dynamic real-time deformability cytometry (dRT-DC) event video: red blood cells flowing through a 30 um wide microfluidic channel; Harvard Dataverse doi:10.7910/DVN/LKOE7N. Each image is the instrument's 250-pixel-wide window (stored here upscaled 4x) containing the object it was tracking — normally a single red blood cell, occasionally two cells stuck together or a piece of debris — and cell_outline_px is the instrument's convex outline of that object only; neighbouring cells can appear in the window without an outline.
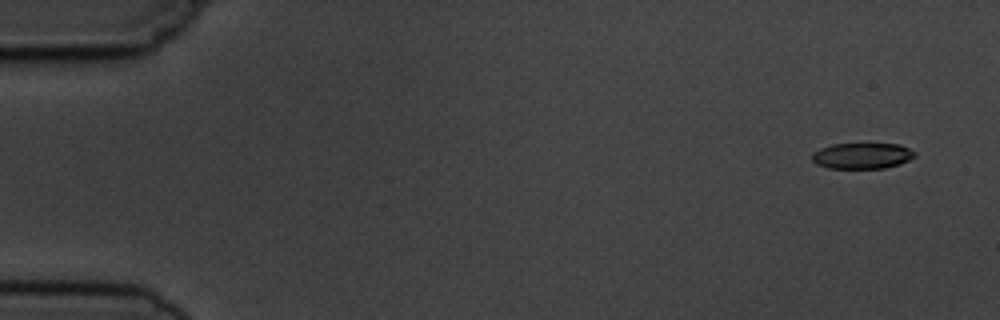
{"species": "common noctule bat (a hibernating species)", "species_latin": "Nyctalus noctula", "temperature_condition": "cold", "stored_images_in_passage": 5, "camera_frame_rate_fps": 3000, "um_per_image_px": 0.085, "animal": {"sex": "male", "body_mass_g": 19.5, "forearm_length_mm": 54.6}, "frame": {"image": 1, "passage_image": 1, "time_ms": 0.0, "image_size_px": [1000, 320], "cell_outline_px": [[916, 156], [900, 164], [884, 168], [828, 168], [816, 164], [812, 160], [812, 152], [820, 148], [832, 144], [900, 144], [916, 152]], "centroid_in_image_um": [73.27, 13.24], "position_along_channel_um": 11.7, "area_um2": 15.55}}